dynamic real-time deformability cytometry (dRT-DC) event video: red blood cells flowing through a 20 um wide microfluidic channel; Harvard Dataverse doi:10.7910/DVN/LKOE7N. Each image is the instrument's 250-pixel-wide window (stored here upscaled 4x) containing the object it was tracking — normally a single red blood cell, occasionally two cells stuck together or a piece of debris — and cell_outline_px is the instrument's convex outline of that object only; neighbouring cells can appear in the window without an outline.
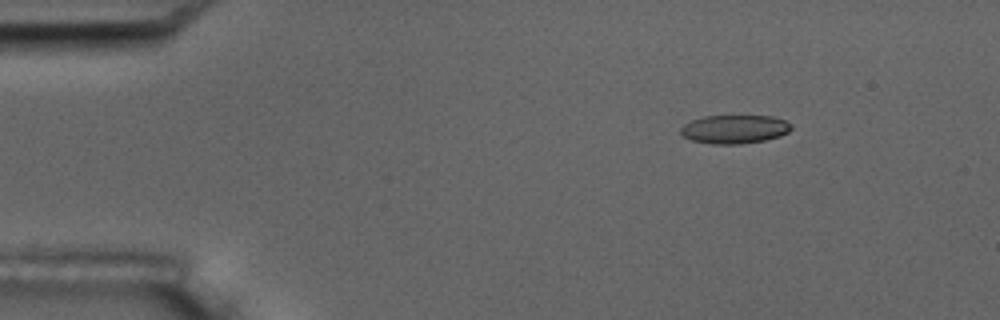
{"species": "common noctule bat (a hibernating species)", "species_latin": "Nyctalus noctula", "temperature_condition": "room temperature", "stored_images_in_passage": 9, "camera_frame_rate_fps": 3000, "um_per_image_px": 0.085, "animal": {"sex": "male", "body_mass_g": 17.5, "forearm_length_mm": 52.3}, "frame": {"image": 1, "passage_image": 1, "time_ms": 0.0, "image_size_px": [1000, 320], "cell_outline_px": [[792, 128], [788, 132], [780, 136], [764, 140], [740, 144], [712, 144], [692, 140], [684, 136], [680, 132], [680, 128], [684, 124], [692, 120], [704, 116], [772, 116], [784, 120], [792, 124]], "centroid_in_image_um": [62.44, 10.98], "position_along_channel_um": 22.6, "area_um2": 18.38}}
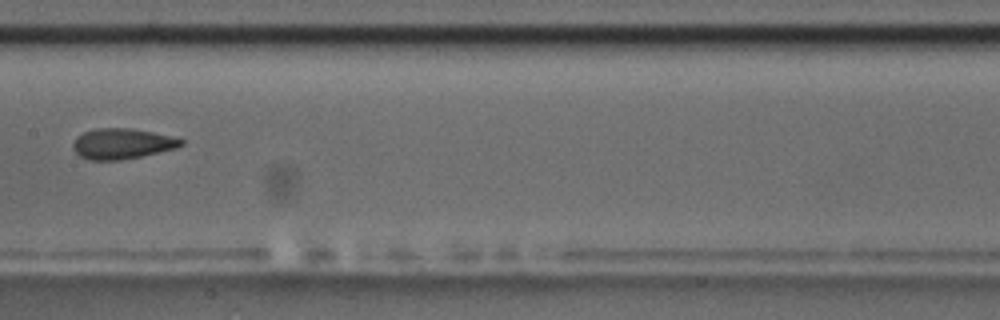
{"frame": {"image": 2, "passage_image": 7, "time_ms": 7.0, "image_size_px": [1000, 320], "cell_outline_px": [[184, 144], [176, 148], [140, 156], [120, 160], [88, 160], [80, 156], [72, 148], [72, 144], [76, 136], [84, 132], [96, 128], [128, 128], [152, 132], [184, 140]], "centroid_in_image_um": [10.32, 12.21], "position_along_channel_um": 197.1, "area_um2": 19.07}}